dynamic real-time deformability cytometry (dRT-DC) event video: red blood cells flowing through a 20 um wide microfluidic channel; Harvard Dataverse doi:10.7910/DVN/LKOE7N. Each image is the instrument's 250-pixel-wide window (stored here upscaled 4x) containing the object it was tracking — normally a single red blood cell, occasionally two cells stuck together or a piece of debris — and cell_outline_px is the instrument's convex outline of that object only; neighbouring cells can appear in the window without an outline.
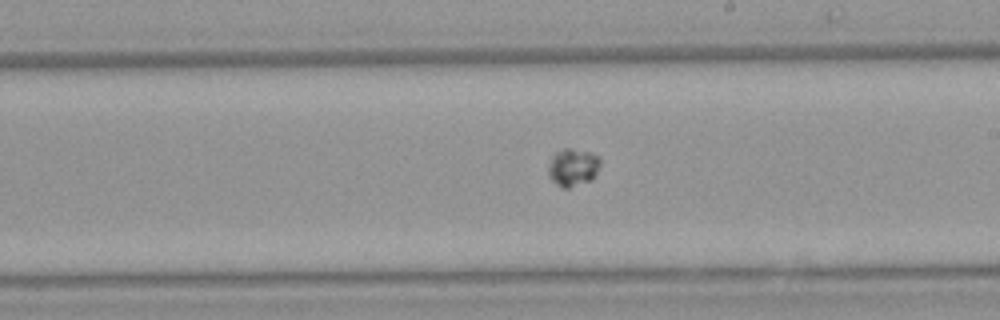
{"species": "Egyptian fruit bat (a non-hibernating species)", "species_latin": "Rousettus aegyptiacus", "temperature_condition": "warm", "stored_images_in_passage": 35, "segment_of_instrument_passage": [2, 2], "camera_frame_rate_fps": 3000, "um_per_image_px": 0.085, "animal": {"sex": "female"}, "frame": {"image": 1, "passage_image": 11, "time_ms": 3.333, "image_size_px": [1000, 320], "cell_outline_px": [[600, 164], [596, 176], [592, 180], [568, 188], [560, 188], [548, 176], [548, 168], [552, 156], [556, 152], [564, 148], [568, 148], [588, 152], [600, 156]], "centroid_in_image_um": [48.7, 14.24], "position_along_channel_um": 240.3, "area_um2": 11.5}}
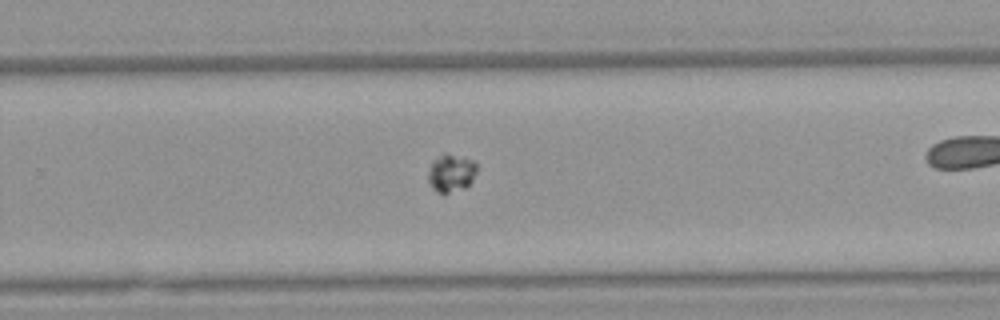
{"frame": {"image": 2, "passage_image": 15, "time_ms": 4.667, "image_size_px": [1000, 320], "cell_outline_px": [[476, 172], [472, 180], [464, 188], [444, 196], [436, 192], [432, 188], [428, 180], [428, 172], [432, 160], [444, 152], [448, 152], [472, 160], [476, 164]], "centroid_in_image_um": [38.3, 14.72], "position_along_channel_um": 291.5, "area_um2": 11.04}}